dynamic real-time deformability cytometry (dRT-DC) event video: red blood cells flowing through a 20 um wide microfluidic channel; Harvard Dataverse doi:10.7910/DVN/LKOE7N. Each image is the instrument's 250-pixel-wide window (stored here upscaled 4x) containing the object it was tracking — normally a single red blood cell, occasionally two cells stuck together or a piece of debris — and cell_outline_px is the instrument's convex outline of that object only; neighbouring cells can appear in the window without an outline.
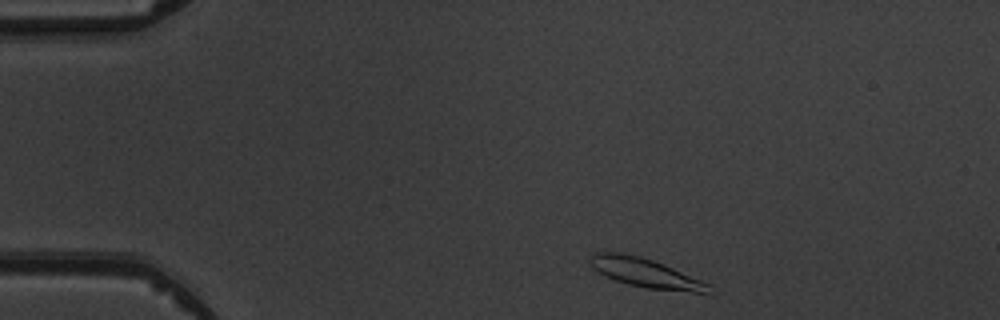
{"species": "common noctule bat (a hibernating species)", "species_latin": "Nyctalus noctula", "temperature_condition": "warm", "stored_images_in_passage": 2, "camera_frame_rate_fps": 3000, "um_per_image_px": 0.085, "animal": {"sex": "male", "body_mass_g": 19.5, "forearm_length_mm": 54.6}, "frame": {"image": 1, "passage_image": 1, "time_ms": 0.0, "image_size_px": [1000, 320], "cell_outline_px": [[712, 296], [648, 288], [628, 284], [604, 276], [596, 272], [592, 268], [588, 260], [592, 252], [624, 252], [640, 256], [664, 264], [712, 284]], "centroid_in_image_um": [54.96, 23.23], "position_along_channel_um": 30.0, "area_um2": 21.04}}